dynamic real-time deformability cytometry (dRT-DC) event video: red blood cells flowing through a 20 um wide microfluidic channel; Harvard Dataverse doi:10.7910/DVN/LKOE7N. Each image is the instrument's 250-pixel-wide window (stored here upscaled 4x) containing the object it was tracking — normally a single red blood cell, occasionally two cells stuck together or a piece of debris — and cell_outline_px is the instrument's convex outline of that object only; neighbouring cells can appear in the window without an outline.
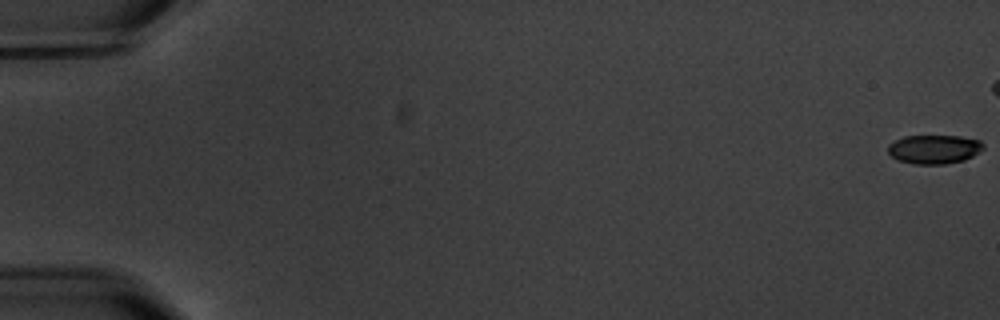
{"species": "common noctule bat (a hibernating species)", "species_latin": "Nyctalus noctula", "temperature_condition": "warm", "stored_images_in_passage": 7, "camera_frame_rate_fps": 3000, "um_per_image_px": 0.085, "animal": {"sex": "male", "body_mass_g": 20.1, "forearm_length_mm": 53.5}, "frame": {"image": 1, "passage_image": 1, "time_ms": 0.0, "image_size_px": [1000, 320], "cell_outline_px": [[984, 148], [972, 156], [964, 160], [944, 164], [912, 164], [900, 160], [892, 156], [888, 152], [888, 144], [904, 136], [960, 136], [980, 140], [984, 144]], "centroid_in_image_um": [79.41, 12.68], "position_along_channel_um": 5.6, "area_um2": 16.01}}
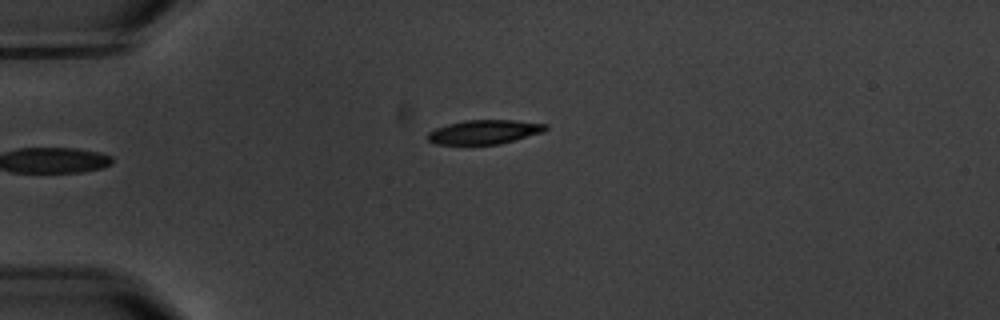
{"frame": {"image": 2, "passage_image": 7, "time_ms": 7.0, "image_size_px": [1000, 320], "cell_outline_px": [[548, 128], [544, 132], [500, 144], [436, 144], [428, 140], [428, 132], [436, 128], [448, 124], [464, 120], [516, 120], [548, 124]], "centroid_in_image_um": [41.2, 11.21], "position_along_channel_um": 43.8, "area_um2": 16.59}}